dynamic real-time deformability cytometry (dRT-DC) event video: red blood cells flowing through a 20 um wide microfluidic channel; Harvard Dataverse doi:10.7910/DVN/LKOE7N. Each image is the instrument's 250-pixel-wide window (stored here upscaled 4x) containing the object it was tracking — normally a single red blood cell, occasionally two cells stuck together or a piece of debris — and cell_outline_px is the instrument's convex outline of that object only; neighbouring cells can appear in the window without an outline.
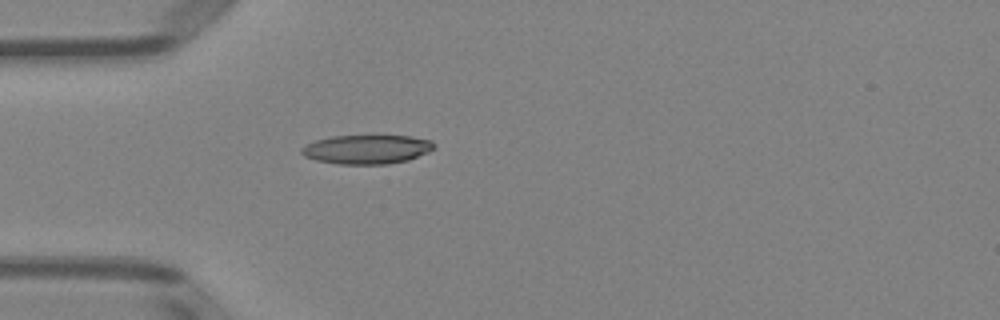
{"species": "Egyptian fruit bat (a non-hibernating species)", "species_latin": "Rousettus aegyptiacus", "temperature_condition": "room temperature", "stored_images_in_passage": 1, "camera_frame_rate_fps": 3000, "um_per_image_px": 0.085, "animal": {"sex": "female"}, "frame": {"image": 1, "passage_image": 1, "time_ms": 0.0, "image_size_px": [1000, 320], "cell_outline_px": [[436, 144], [428, 152], [408, 160], [388, 164], [336, 164], [316, 160], [304, 156], [300, 152], [300, 148], [316, 140], [332, 136], [412, 136], [432, 140]], "centroid_in_image_um": [31.18, 12.69], "position_along_channel_um": 53.8, "area_um2": 22.43}}